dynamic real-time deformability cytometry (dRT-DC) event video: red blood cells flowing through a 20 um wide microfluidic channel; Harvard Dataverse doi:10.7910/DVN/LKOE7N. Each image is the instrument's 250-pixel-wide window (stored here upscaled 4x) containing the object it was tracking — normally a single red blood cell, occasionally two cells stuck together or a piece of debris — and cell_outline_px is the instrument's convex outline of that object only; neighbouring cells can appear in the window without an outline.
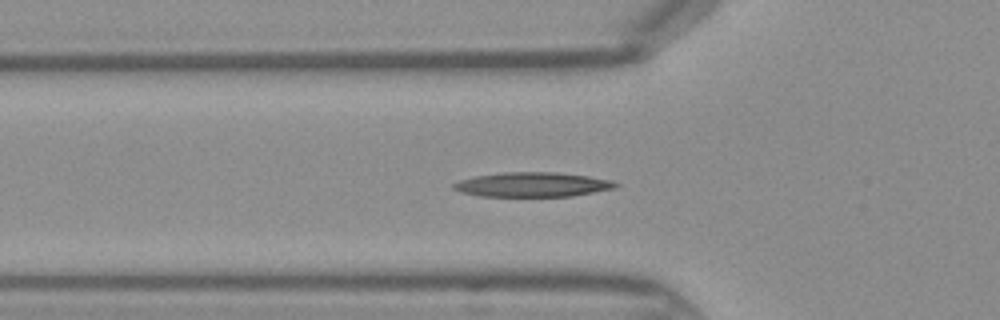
{"species": "Egyptian fruit bat (a non-hibernating species)", "species_latin": "Rousettus aegyptiacus", "temperature_condition": "warm", "stored_images_in_passage": 44, "camera_frame_rate_fps": 3000, "um_per_image_px": 0.085, "frame": {"image": 1, "passage_image": 14, "time_ms": 4.333, "image_size_px": [1000, 320], "cell_outline_px": [[620, 184], [616, 188], [572, 196], [480, 196], [460, 192], [452, 188], [452, 184], [460, 180], [476, 176], [504, 172], [552, 172], [588, 176], [612, 180]], "centroid_in_image_um": [45.27, 15.69], "position_along_channel_um": 80.5, "area_um2": 23.12}}
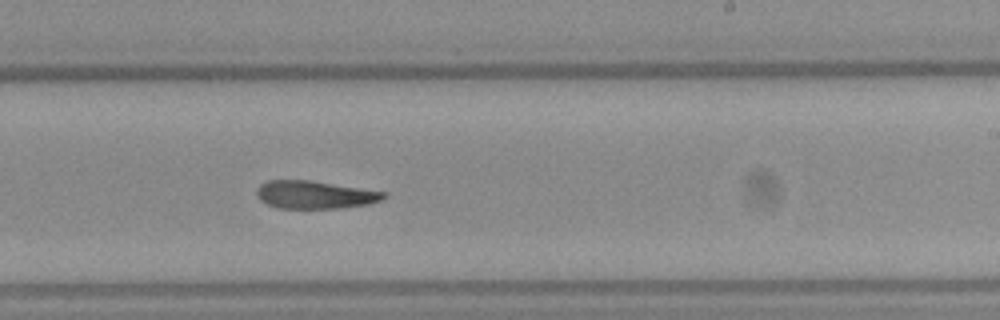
{"frame": {"image": 2, "passage_image": 26, "time_ms": 8.333, "image_size_px": [1000, 320], "cell_outline_px": [[388, 196], [384, 200], [368, 204], [340, 208], [276, 208], [260, 200], [256, 196], [256, 188], [260, 184], [268, 180], [308, 180], [388, 192]], "centroid_in_image_um": [26.78, 16.55], "position_along_channel_um": 262.2, "area_um2": 20.81}}
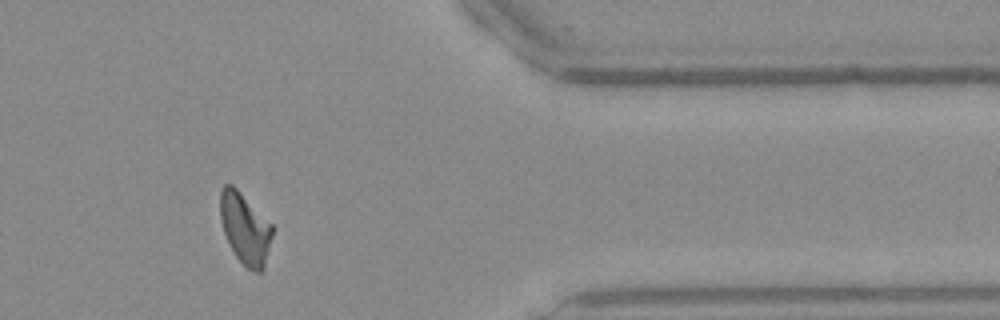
{"frame": {"image": 3, "passage_image": 36, "time_ms": 11.667, "image_size_px": [1000, 320], "cell_outline_px": [[272, 236], [264, 268], [260, 272], [256, 272], [248, 268], [236, 256], [224, 232], [220, 216], [220, 192], [224, 184], [232, 184], [272, 224]], "centroid_in_image_um": [20.83, 19.41], "position_along_channel_um": 390.6, "area_um2": 21.15}}